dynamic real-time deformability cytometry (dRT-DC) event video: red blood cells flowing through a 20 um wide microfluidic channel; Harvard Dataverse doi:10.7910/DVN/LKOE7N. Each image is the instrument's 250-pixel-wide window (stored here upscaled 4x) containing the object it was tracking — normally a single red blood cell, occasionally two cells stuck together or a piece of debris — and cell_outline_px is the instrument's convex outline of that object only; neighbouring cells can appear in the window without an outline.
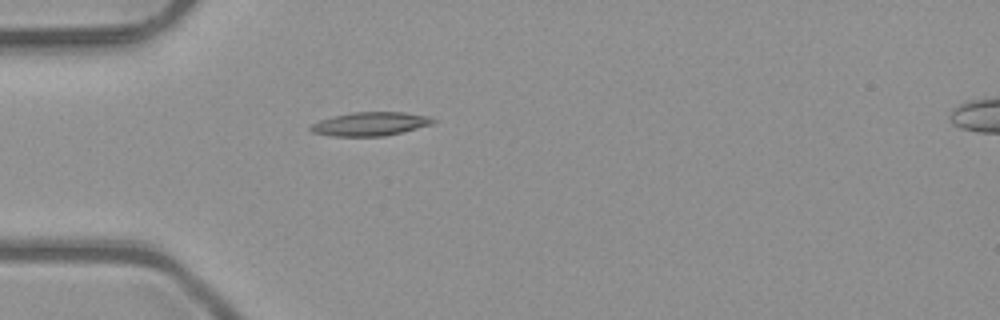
{"species": "common noctule bat (a hibernating species)", "species_latin": "Nyctalus noctula", "temperature_condition": "room temperature", "stored_images_in_passage": 4, "camera_frame_rate_fps": 3000, "um_per_image_px": 0.085, "animal": {"sex": "male", "body_mass_g": 23.1, "forearm_length_mm": 52.7}, "frame": {"image": 1, "passage_image": 4, "time_ms": 1.0, "image_size_px": [1000, 320], "cell_outline_px": [[436, 120], [432, 124], [384, 136], [332, 136], [312, 132], [308, 128], [312, 124], [320, 120], [332, 116], [352, 112], [404, 112], [428, 116]], "centroid_in_image_um": [31.43, 10.53], "position_along_channel_um": 53.6, "area_um2": 16.76}}